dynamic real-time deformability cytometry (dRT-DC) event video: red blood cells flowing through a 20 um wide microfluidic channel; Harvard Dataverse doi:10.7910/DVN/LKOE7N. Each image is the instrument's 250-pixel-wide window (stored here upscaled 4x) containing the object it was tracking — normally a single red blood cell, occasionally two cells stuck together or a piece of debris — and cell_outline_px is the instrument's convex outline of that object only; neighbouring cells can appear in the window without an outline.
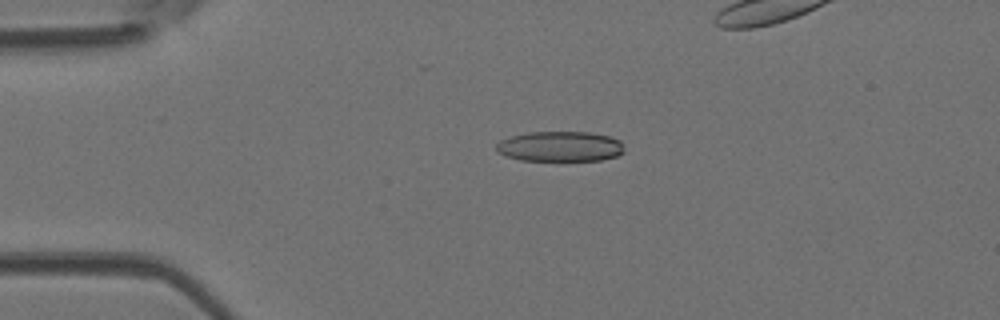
{"species": "Egyptian fruit bat (a non-hibernating species)", "species_latin": "Rousettus aegyptiacus", "temperature_condition": "room temperature", "stored_images_in_passage": 20, "camera_frame_rate_fps": 3000, "um_per_image_px": 0.085, "animal": {"sex": "female"}, "frame": {"image": 1, "passage_image": 12, "time_ms": 3.667, "image_size_px": [1000, 320], "cell_outline_px": [[624, 152], [616, 156], [600, 160], [520, 160], [504, 156], [496, 152], [496, 144], [500, 140], [512, 136], [528, 132], [588, 132], [612, 136], [620, 140], [624, 148]], "centroid_in_image_um": [47.6, 12.44], "position_along_channel_um": 37.4, "area_um2": 22.66}}
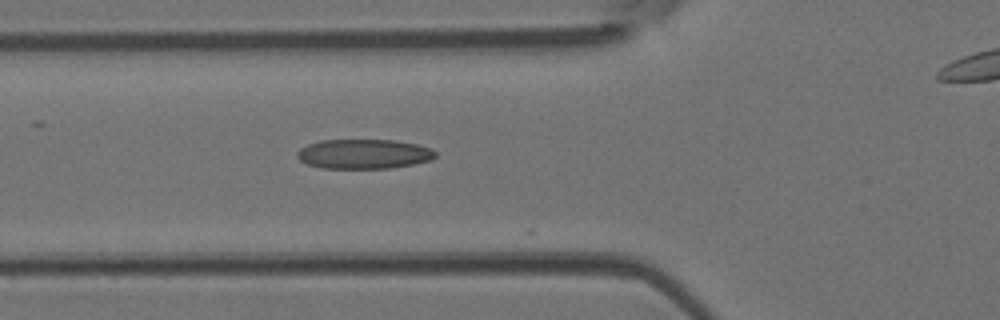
{"frame": {"image": 2, "passage_image": 19, "time_ms": 6.0, "image_size_px": [1000, 320], "cell_outline_px": [[436, 156], [432, 160], [412, 164], [388, 168], [320, 168], [308, 164], [300, 160], [296, 156], [296, 152], [300, 148], [308, 144], [320, 140], [396, 140], [416, 144], [432, 148], [436, 152]], "centroid_in_image_um": [30.92, 13.08], "position_along_channel_um": 94.9, "area_um2": 23.93}}